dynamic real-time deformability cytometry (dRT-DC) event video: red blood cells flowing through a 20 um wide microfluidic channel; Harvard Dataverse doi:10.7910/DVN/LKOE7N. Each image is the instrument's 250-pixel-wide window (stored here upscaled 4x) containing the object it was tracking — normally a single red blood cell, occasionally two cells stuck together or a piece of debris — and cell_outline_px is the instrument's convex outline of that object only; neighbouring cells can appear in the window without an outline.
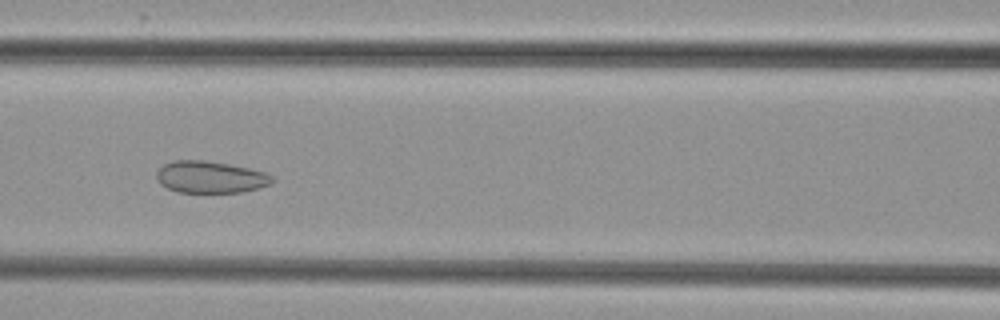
{"species": "common noctule bat (a hibernating species)", "species_latin": "Nyctalus noctula", "temperature_condition": "cold", "stored_images_in_passage": 6, "camera_frame_rate_fps": 3000, "um_per_image_px": 0.085, "animal": {"sex": "female", "body_mass_g": 29.2, "forearm_length_mm": 56.3}, "frame": {"image": 1, "passage_image": 5, "time_ms": 5.333, "image_size_px": [1000, 320], "cell_outline_px": [[272, 184], [240, 192], [180, 192], [168, 188], [160, 184], [156, 180], [156, 172], [164, 164], [172, 160], [204, 160], [228, 164], [248, 168], [264, 172], [272, 176]], "centroid_in_image_um": [17.84, 15.04], "position_along_channel_um": 148.8, "area_um2": 21.33}}
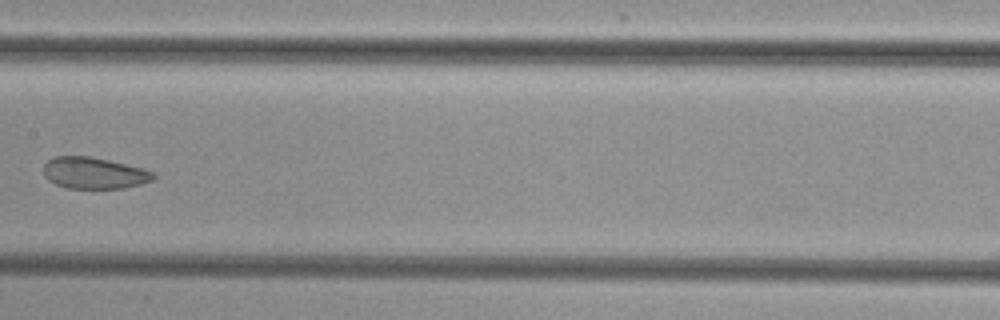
{"frame": {"image": 2, "passage_image": 6, "time_ms": 6.667, "image_size_px": [1000, 320], "cell_outline_px": [[156, 176], [152, 180], [140, 184], [124, 188], [68, 188], [56, 184], [48, 180], [44, 176], [44, 164], [52, 156], [88, 156], [108, 160], [144, 168], [156, 172]], "centroid_in_image_um": [8.0, 14.7], "position_along_channel_um": 199.4, "area_um2": 20.23}}